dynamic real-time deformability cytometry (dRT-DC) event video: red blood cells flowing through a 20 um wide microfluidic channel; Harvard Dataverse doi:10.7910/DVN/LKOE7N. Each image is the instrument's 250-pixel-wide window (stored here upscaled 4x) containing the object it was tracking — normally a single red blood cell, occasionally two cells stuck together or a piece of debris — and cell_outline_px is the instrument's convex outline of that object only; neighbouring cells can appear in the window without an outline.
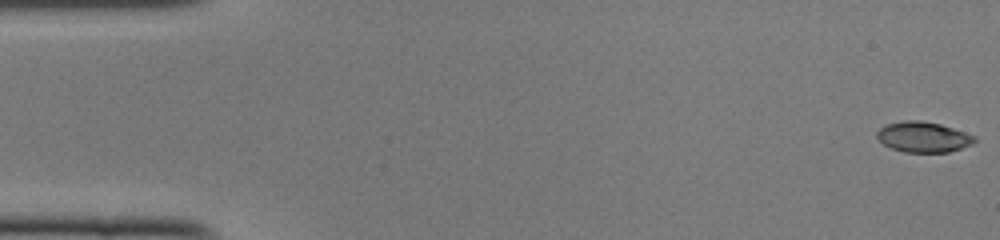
{"species": "common noctule bat (a hibernating species)", "species_latin": "Nyctalus noctula", "temperature_condition": "cold", "stored_images_in_passage": 50, "segment_of_instrument_passage": [1, 2], "camera_frame_rate_fps": 3000, "um_per_image_px": 0.085, "animal": {"sex": "female", "body_mass_g": 22.0, "forearm_length_mm": 56.7}, "frame": {"image": 1, "passage_image": 1, "time_ms": 0.0, "image_size_px": [1000, 240], "cell_outline_px": [[976, 140], [972, 144], [948, 152], [904, 152], [892, 148], [884, 144], [876, 136], [876, 132], [880, 128], [888, 124], [904, 120], [920, 120], [940, 124], [976, 136]], "centroid_in_image_um": [78.47, 11.64], "position_along_channel_um": 6.5, "area_um2": 17.17}}
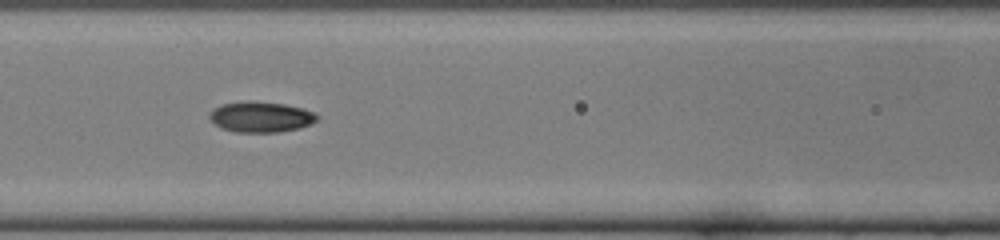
{"frame": {"image": 2, "passage_image": 21, "time_ms": 6.667, "image_size_px": [1000, 240], "cell_outline_px": [[320, 116], [312, 124], [300, 128], [280, 132], [236, 132], [220, 128], [208, 116], [212, 108], [220, 104], [248, 100], [284, 104], [304, 108]], "centroid_in_image_um": [22.16, 9.93], "position_along_channel_um": 144.4, "area_um2": 19.42}}
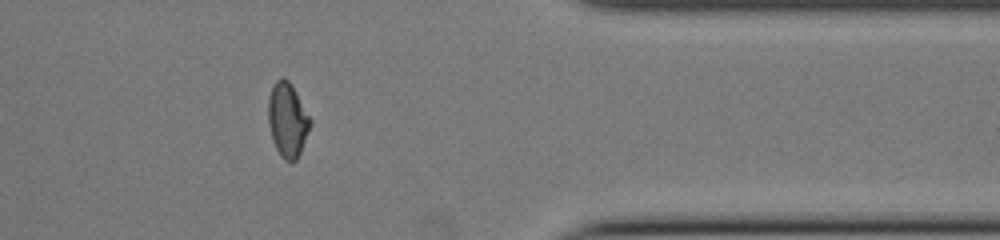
{"frame": {"image": 3, "passage_image": 40, "time_ms": 13.0, "image_size_px": [1000, 240], "cell_outline_px": [[312, 124], [300, 152], [296, 160], [284, 160], [280, 156], [272, 140], [268, 120], [268, 96], [276, 80], [280, 76], [284, 76], [288, 80], [312, 120]], "centroid_in_image_um": [24.43, 10.18], "position_along_channel_um": 387.0, "area_um2": 18.09}}